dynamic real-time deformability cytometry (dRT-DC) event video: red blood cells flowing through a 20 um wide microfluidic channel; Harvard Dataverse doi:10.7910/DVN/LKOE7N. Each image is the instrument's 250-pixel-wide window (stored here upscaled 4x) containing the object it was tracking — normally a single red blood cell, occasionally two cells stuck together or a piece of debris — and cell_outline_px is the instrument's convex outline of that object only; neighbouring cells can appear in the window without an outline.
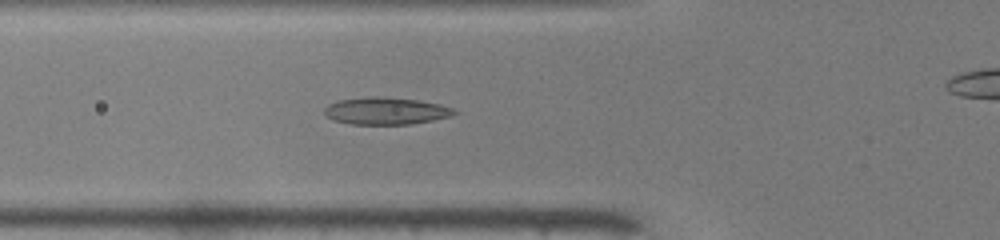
{"species": "common noctule bat (a hibernating species)", "species_latin": "Nyctalus noctula", "temperature_condition": "warm", "stored_images_in_passage": 29, "camera_frame_rate_fps": 3000, "um_per_image_px": 0.085, "animal": {"sex": "male", "body_mass_g": 19.0, "forearm_length_mm": 50.8}, "frame": {"image": 1, "passage_image": 3, "time_ms": 0.667, "image_size_px": [1000, 240], "cell_outline_px": [[460, 112], [452, 116], [412, 124], [352, 124], [332, 120], [324, 116], [324, 108], [328, 104], [336, 100], [372, 96], [380, 96], [420, 100], [440, 104], [452, 108]], "centroid_in_image_um": [32.78, 9.42], "position_along_channel_um": 93.0, "area_um2": 20.87}}
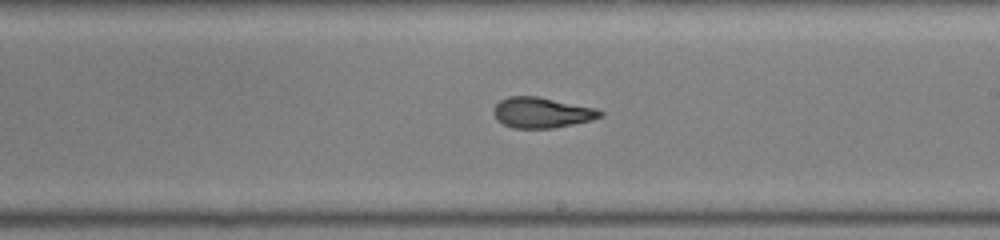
{"frame": {"image": 2, "passage_image": 14, "time_ms": 4.333, "image_size_px": [1000, 240], "cell_outline_px": [[604, 116], [592, 120], [552, 128], [512, 128], [496, 120], [492, 112], [492, 108], [500, 100], [508, 96], [536, 96], [596, 108], [604, 112]], "centroid_in_image_um": [46.03, 9.57], "position_along_channel_um": 243.0, "area_um2": 19.07}}
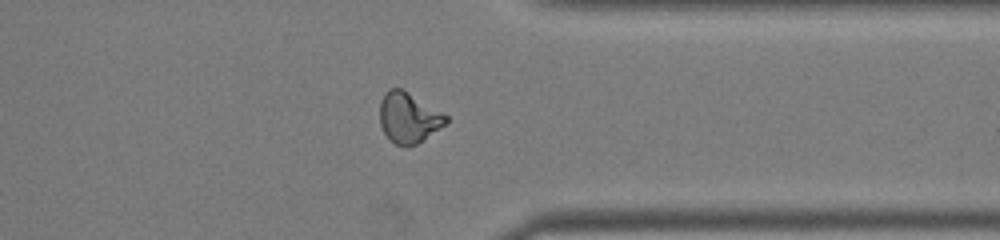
{"frame": {"image": 3, "passage_image": 24, "time_ms": 7.667, "image_size_px": [1000, 240], "cell_outline_px": [[448, 120], [444, 124], [416, 144], [396, 144], [384, 132], [380, 124], [380, 100], [384, 92], [388, 88], [400, 88], [448, 116]], "centroid_in_image_um": [34.68, 9.96], "position_along_channel_um": 376.7, "area_um2": 18.73}}